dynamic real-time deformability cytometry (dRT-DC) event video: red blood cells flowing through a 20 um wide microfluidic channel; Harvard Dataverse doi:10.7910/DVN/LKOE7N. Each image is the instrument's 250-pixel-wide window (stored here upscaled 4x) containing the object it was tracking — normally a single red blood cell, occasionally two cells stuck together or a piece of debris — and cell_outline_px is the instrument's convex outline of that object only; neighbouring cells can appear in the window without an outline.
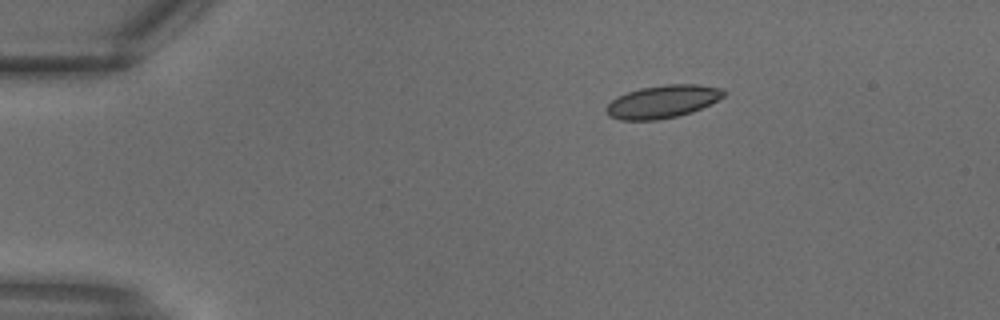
{"species": "common noctule bat (a hibernating species)", "species_latin": "Nyctalus noctula", "temperature_condition": "warm", "stored_images_in_passage": 18, "camera_frame_rate_fps": 3000, "um_per_image_px": 0.085, "animal": {"sex": "male", "body_mass_g": 18.8}, "frame": {"image": 1, "passage_image": 1, "time_ms": 0.0, "image_size_px": [1000, 320], "cell_outline_px": [[728, 92], [724, 96], [692, 112], [676, 116], [656, 120], [620, 120], [608, 116], [604, 108], [612, 100], [628, 92], [640, 88], [664, 84], [700, 84], [724, 88]], "centroid_in_image_um": [56.33, 8.62], "position_along_channel_um": 28.7, "area_um2": 22.48}}
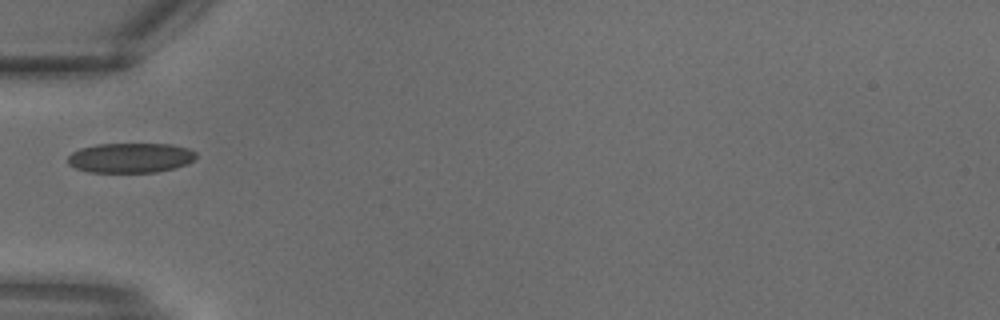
{"frame": {"image": 2, "passage_image": 6, "time_ms": 1.667, "image_size_px": [1000, 320], "cell_outline_px": [[196, 160], [188, 164], [176, 168], [156, 172], [88, 172], [76, 168], [68, 164], [68, 156], [72, 152], [80, 148], [96, 144], [172, 144], [188, 148], [196, 152]], "centroid_in_image_um": [11.12, 13.41], "position_along_channel_um": 73.9, "area_um2": 22.54}}
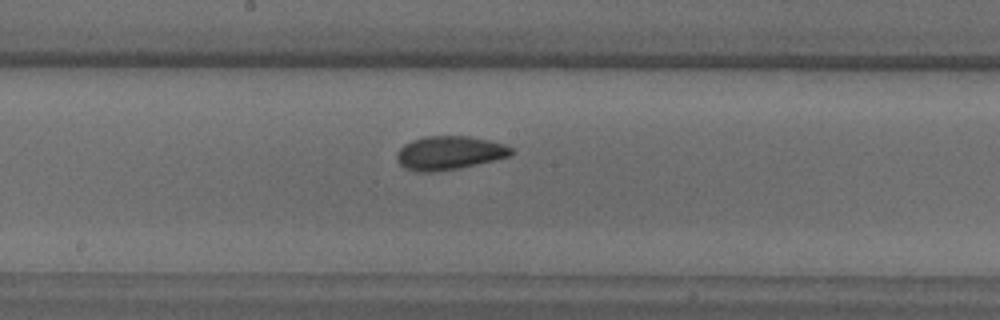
{"frame": {"image": 3, "passage_image": 12, "time_ms": 3.667, "image_size_px": [1000, 320], "cell_outline_px": [[516, 152], [512, 156], [460, 168], [432, 172], [416, 172], [404, 168], [396, 160], [396, 152], [404, 144], [412, 140], [424, 136], [468, 136], [488, 140], [504, 144], [512, 148]], "centroid_in_image_um": [38.19, 13.0], "position_along_channel_um": 210.0, "area_um2": 22.72}}